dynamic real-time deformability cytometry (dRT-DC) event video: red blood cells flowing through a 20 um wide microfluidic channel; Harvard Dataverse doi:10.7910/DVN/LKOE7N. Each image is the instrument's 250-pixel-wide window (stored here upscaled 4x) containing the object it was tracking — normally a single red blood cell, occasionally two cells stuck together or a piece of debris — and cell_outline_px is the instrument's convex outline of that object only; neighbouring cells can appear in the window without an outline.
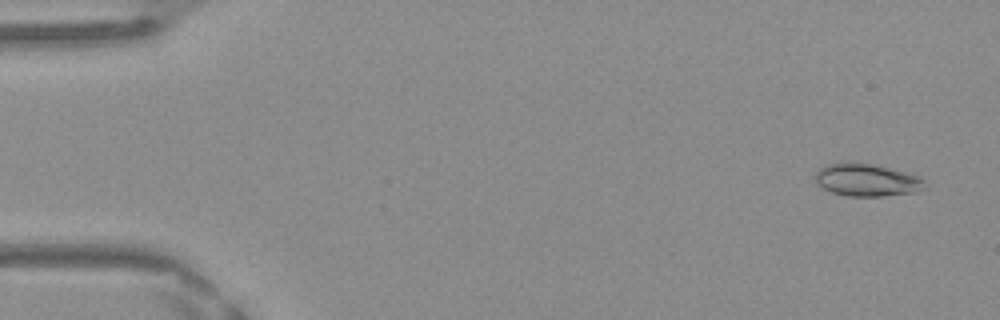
{"species": "Egyptian fruit bat (a non-hibernating species)", "species_latin": "Rousettus aegyptiacus", "temperature_condition": "warm", "stored_images_in_passage": 49, "camera_frame_rate_fps": 3000, "um_per_image_px": 0.085, "frame": {"image": 1, "passage_image": 3, "time_ms": 0.667, "image_size_px": [1000, 320], "cell_outline_px": [[924, 188], [916, 192], [884, 196], [848, 196], [832, 192], [816, 184], [816, 172], [824, 164], [872, 164], [888, 168], [916, 176], [924, 180]], "centroid_in_image_um": [73.66, 15.33], "position_along_channel_um": 11.3, "area_um2": 20.11}}
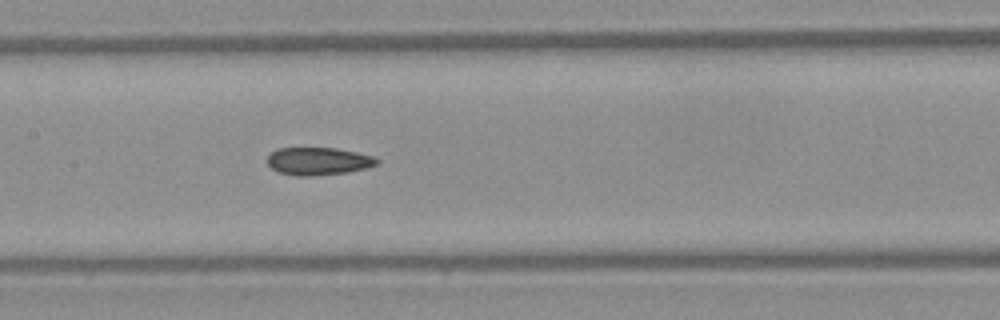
{"frame": {"image": 2, "passage_image": 24, "time_ms": 7.667, "image_size_px": [1000, 320], "cell_outline_px": [[380, 164], [348, 172], [312, 176], [296, 176], [280, 172], [272, 168], [268, 164], [268, 156], [276, 148], [336, 148], [356, 152], [372, 156], [380, 160]], "centroid_in_image_um": [27.07, 13.7], "position_along_channel_um": 180.3, "area_um2": 17.63}}
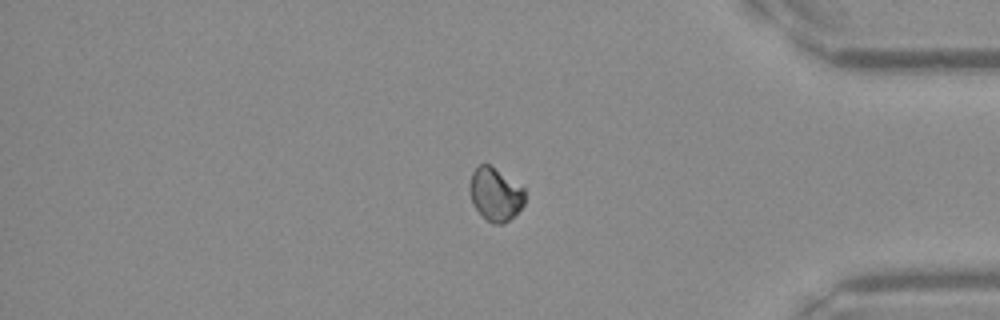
{"frame": {"image": 3, "passage_image": 41, "time_ms": 13.333, "image_size_px": [1000, 320], "cell_outline_px": [[524, 204], [504, 224], [492, 224], [472, 204], [468, 188], [468, 184], [472, 172], [480, 164], [488, 164], [524, 188]], "centroid_in_image_um": [42.06, 16.51], "position_along_channel_um": 393.1, "area_um2": 16.82}, "authors_computed_cell_mechanics": {"area_um2": 18.207, "velocity_mm_per_s": 4.1945, "shape_relaxation_time_tau1_ms": null, "shape_relaxation_time_tau2_ms": 2.6684, "deformation_change_tau1": null, "deformation_change_tau2": 0.0438}}